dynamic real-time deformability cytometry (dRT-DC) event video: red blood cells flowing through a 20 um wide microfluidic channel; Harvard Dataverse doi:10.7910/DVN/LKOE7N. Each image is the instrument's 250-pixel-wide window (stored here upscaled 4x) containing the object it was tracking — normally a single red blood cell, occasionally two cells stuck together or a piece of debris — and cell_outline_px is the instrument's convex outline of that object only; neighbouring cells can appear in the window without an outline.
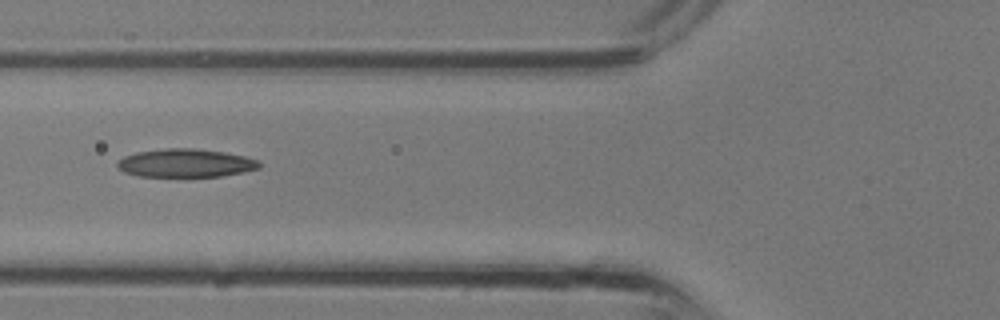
{"species": "common noctule bat (a hibernating species)", "species_latin": "Nyctalus noctula", "temperature_condition": "room temperature", "stored_images_in_passage": 4, "camera_frame_rate_fps": 3000, "um_per_image_px": 0.085, "animal": {"sex": "male", "body_mass_g": 13.3}, "frame": {"image": 1, "passage_image": 4, "time_ms": 1.0, "image_size_px": [1000, 320], "cell_outline_px": [[260, 168], [244, 172], [220, 176], [140, 176], [124, 172], [116, 164], [116, 160], [124, 156], [136, 152], [164, 148], [192, 148], [224, 152], [244, 156], [260, 160]], "centroid_in_image_um": [15.78, 13.85], "position_along_channel_um": 110.0, "area_um2": 23.41}}